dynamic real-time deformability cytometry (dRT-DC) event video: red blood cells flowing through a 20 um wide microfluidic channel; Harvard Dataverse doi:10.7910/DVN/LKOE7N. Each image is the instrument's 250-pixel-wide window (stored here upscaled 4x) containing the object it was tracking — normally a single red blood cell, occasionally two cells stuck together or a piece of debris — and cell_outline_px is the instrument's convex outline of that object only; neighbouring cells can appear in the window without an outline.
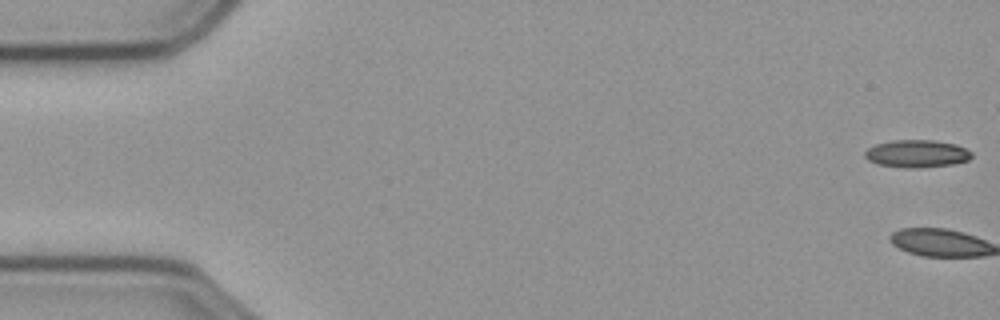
{"species": "common noctule bat (a hibernating species)", "species_latin": "Nyctalus noctula", "temperature_condition": "cold", "stored_images_in_passage": 2, "camera_frame_rate_fps": 3000, "um_per_image_px": 0.085, "animal": {"sex": "male", "body_mass_g": 23.1, "forearm_length_mm": 52.7}, "frame": {"image": 1, "passage_image": 1, "time_ms": 0.0, "image_size_px": [1000, 320], "cell_outline_px": [[972, 156], [968, 160], [952, 164], [920, 168], [904, 168], [876, 164], [868, 160], [864, 156], [864, 152], [868, 148], [876, 144], [892, 140], [936, 140], [956, 144], [972, 152]], "centroid_in_image_um": [77.91, 13.06], "position_along_channel_um": 7.1, "area_um2": 17.28}}